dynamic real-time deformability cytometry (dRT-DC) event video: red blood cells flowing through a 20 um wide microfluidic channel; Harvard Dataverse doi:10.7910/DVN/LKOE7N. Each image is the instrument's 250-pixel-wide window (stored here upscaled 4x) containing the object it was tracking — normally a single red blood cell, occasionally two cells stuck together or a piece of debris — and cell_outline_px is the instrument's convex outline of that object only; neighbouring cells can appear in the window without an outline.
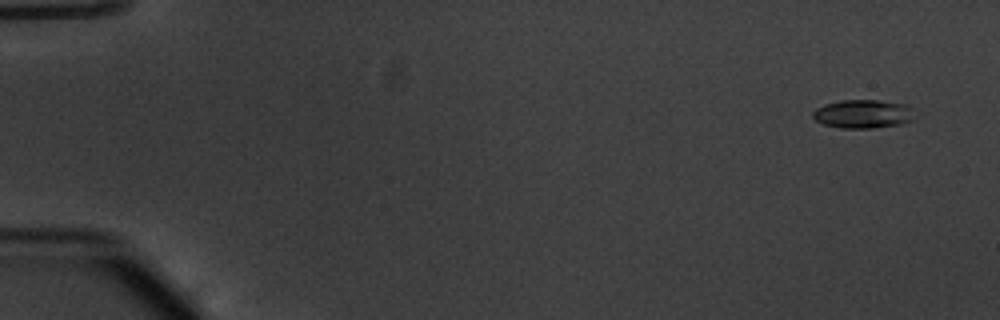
{"species": "common noctule bat (a hibernating species)", "species_latin": "Nyctalus noctula", "temperature_condition": "warm", "stored_images_in_passage": 55, "camera_frame_rate_fps": 3000, "um_per_image_px": 0.085, "animal": {"sex": "male", "body_mass_g": 20.1, "forearm_length_mm": 53.5}, "frame": {"image": 1, "passage_image": 4, "time_ms": 1.0, "image_size_px": [1000, 320], "cell_outline_px": [[912, 120], [900, 124], [872, 128], [840, 128], [824, 124], [816, 120], [812, 116], [812, 112], [816, 108], [824, 104], [840, 100], [880, 100], [904, 104], [912, 108]], "centroid_in_image_um": [73.32, 9.68], "position_along_channel_um": 11.7, "area_um2": 16.88}}
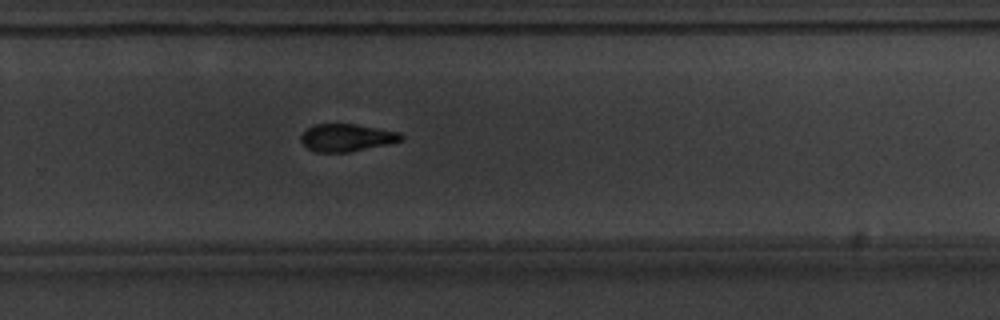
{"frame": {"image": 2, "passage_image": 38, "time_ms": 12.333, "image_size_px": [1000, 320], "cell_outline_px": [[404, 140], [388, 144], [348, 152], [316, 152], [308, 148], [300, 140], [300, 136], [308, 128], [316, 124], [352, 124], [400, 132], [404, 136]], "centroid_in_image_um": [29.48, 11.7], "position_along_channel_um": 300.3, "area_um2": 15.9}}
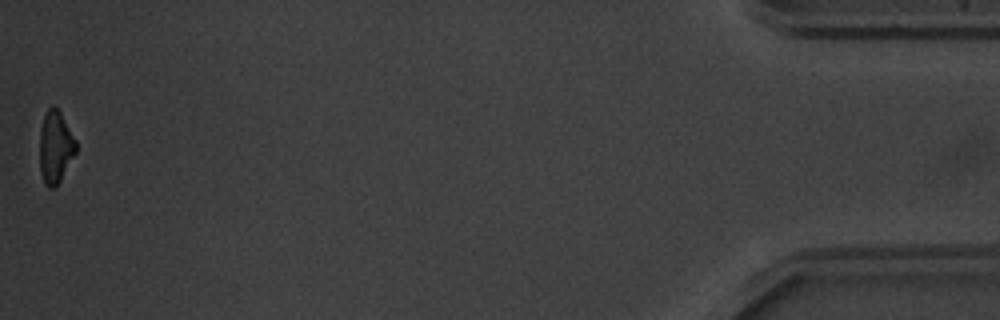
{"frame": {"image": 3, "passage_image": 55, "time_ms": 18.0, "image_size_px": [1000, 320], "cell_outline_px": [[76, 152], [56, 188], [48, 188], [44, 184], [40, 172], [40, 128], [44, 116], [48, 108], [52, 104], [60, 112], [76, 140]], "centroid_in_image_um": [4.7, 12.53], "position_along_channel_um": 430.5, "area_um2": 15.32}, "authors_computed_cell_mechanics": {"area_um2": 16.762, "velocity_mm_per_s": 3.8293, "shape_relaxation_time_tau1_ms": 2.7909, "shape_relaxation_time_tau2_ms": 4.1197, "deformation_change_tau1": 0.1371, "deformation_change_tau2": 0.1167}}